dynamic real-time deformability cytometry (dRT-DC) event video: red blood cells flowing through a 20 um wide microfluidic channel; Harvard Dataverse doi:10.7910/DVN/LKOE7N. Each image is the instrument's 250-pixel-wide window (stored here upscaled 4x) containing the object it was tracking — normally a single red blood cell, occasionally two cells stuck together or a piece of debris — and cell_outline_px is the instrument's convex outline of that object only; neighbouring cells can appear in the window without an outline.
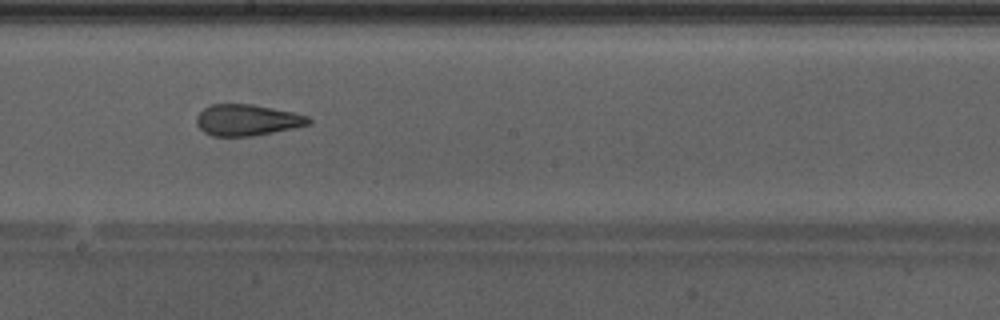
{"species": "Egyptian fruit bat (a non-hibernating species)", "species_latin": "Rousettus aegyptiacus", "temperature_condition": "warm", "stored_images_in_passage": 49, "camera_frame_rate_fps": 3000, "um_per_image_px": 0.085, "animal": {"sex": "male"}, "frame": {"image": 1, "passage_image": 28, "time_ms": 9.0, "image_size_px": [1000, 320], "cell_outline_px": [[312, 124], [252, 136], [212, 136], [204, 132], [196, 124], [196, 116], [204, 108], [212, 104], [252, 104], [292, 112], [308, 116], [312, 120]], "centroid_in_image_um": [21.0, 10.2], "position_along_channel_um": 227.2, "area_um2": 20.35}, "authors_computed_cell_mechanics": {"area_um2": 21.964, "velocity_mm_per_s": 4.3095, "shape_relaxation_time_tau1_ms": null, "shape_relaxation_time_tau2_ms": 1.5534, "deformation_change_tau1": null, "deformation_change_tau2": 0.1055}}